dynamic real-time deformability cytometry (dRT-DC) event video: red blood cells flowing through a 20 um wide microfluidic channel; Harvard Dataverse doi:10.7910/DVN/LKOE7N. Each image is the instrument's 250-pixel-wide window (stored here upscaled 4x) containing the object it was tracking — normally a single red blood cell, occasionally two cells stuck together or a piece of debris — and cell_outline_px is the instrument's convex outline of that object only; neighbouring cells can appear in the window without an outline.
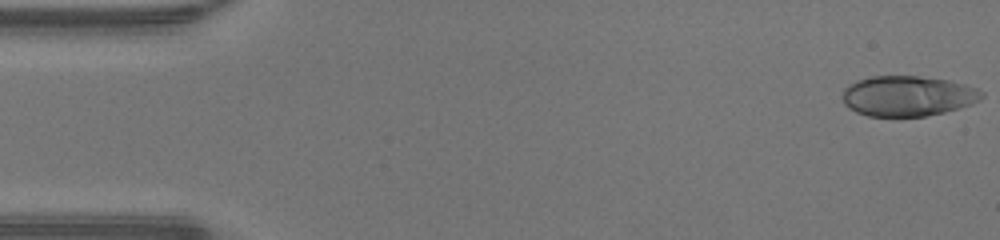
{"species": "human", "species_latin": "Homo sapiens", "temperature_condition": "warm", "stored_images_in_passage": 47, "camera_frame_rate_fps": 3000, "um_per_image_px": 0.085, "donor": {"sex": "male"}, "frame": {"image": 1, "passage_image": 1, "time_ms": 0.0, "image_size_px": [1000, 240], "cell_outline_px": [[984, 96], [980, 100], [972, 104], [960, 108], [944, 112], [924, 116], [868, 116], [856, 112], [848, 108], [844, 104], [844, 88], [848, 84], [856, 80], [872, 76], [916, 76], [948, 80], [964, 84], [976, 88], [984, 92]], "centroid_in_image_um": [77.16, 8.16], "position_along_channel_um": 7.8, "area_um2": 32.77}}
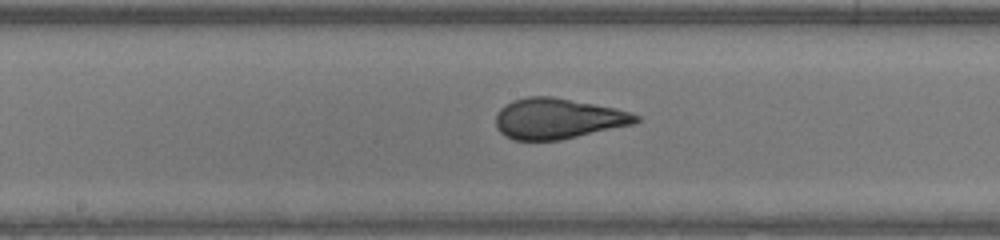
{"frame": {"image": 2, "passage_image": 24, "time_ms": 7.667, "image_size_px": [1000, 240], "cell_outline_px": [[640, 120], [636, 124], [560, 140], [512, 140], [504, 136], [496, 128], [496, 112], [504, 104], [512, 100], [528, 96], [552, 96], [616, 108], [640, 116]], "centroid_in_image_um": [47.4, 10.08], "position_along_channel_um": 200.8, "area_um2": 33.47}}
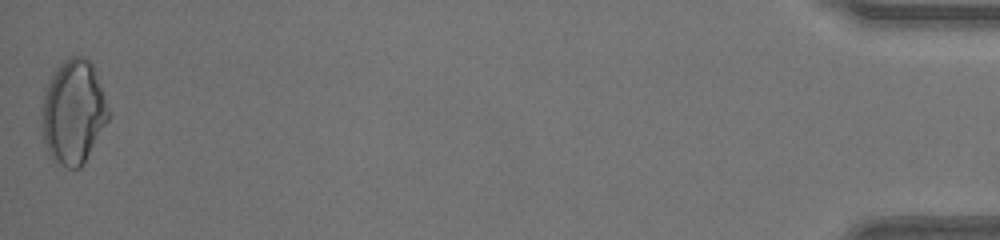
{"frame": {"image": 3, "passage_image": 47, "time_ms": 15.333, "image_size_px": [1000, 240], "cell_outline_px": [[112, 112], [108, 120], [84, 164], [80, 168], [68, 168], [52, 160], [48, 152], [44, 140], [40, 112], [40, 108], [48, 84], [52, 76], [60, 64], [68, 56], [84, 56], [92, 64]], "centroid_in_image_um": [6.25, 9.54], "position_along_channel_um": 429.0, "area_um2": 40.63}, "authors_computed_cell_mechanics": {"area_um2": 33.4662, "velocity_mm_per_s": 4.3604, "shape_relaxation_time_tau1_ms": 8.1245, "shape_relaxation_time_tau2_ms": null, "deformation_change_tau1": 0.2872, "deformation_change_tau2": null}}